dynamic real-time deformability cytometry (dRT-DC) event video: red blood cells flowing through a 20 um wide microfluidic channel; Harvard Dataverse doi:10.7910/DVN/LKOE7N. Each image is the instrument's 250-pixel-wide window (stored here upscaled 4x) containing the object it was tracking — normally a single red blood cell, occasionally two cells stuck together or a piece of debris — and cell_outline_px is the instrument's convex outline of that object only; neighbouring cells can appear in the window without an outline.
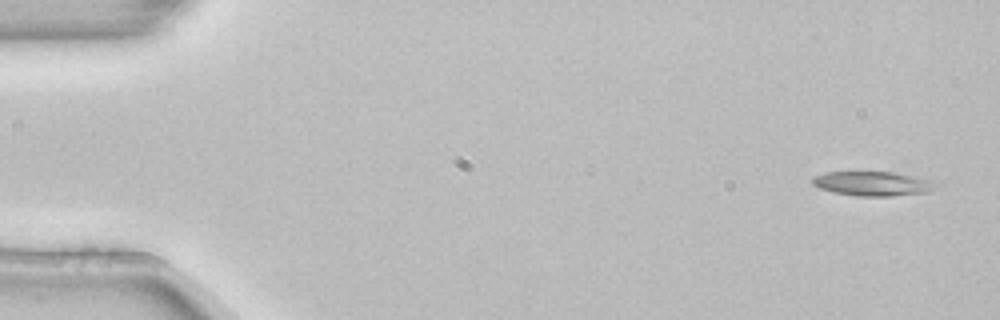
{"species": "common noctule bat (a hibernating species)", "species_latin": "Nyctalus noctula", "temperature_condition": "room temperature", "stored_images_in_passage": 4, "camera_frame_rate_fps": 3000, "um_per_image_px": 0.085, "animal": {"sex": "female", "body_mass_g": 22.7, "forearm_length_mm": 54.2}, "frame": {"image": 1, "passage_image": 1, "time_ms": 0.0, "image_size_px": [1000, 320], "cell_outline_px": [[940, 184], [928, 192], [892, 196], [856, 196], [832, 192], [820, 188], [812, 184], [812, 176], [824, 172], [892, 172], [932, 180]], "centroid_in_image_um": [74.16, 15.61], "position_along_channel_um": 10.8, "area_um2": 17.63}}
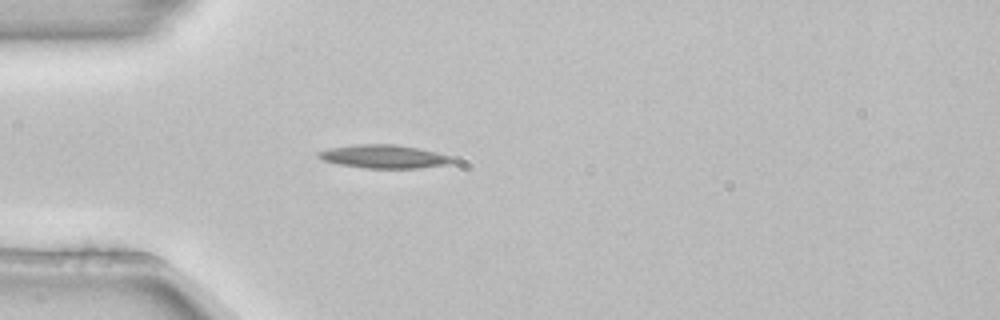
{"frame": {"image": 2, "passage_image": 4, "time_ms": 1.0, "image_size_px": [1000, 320], "cell_outline_px": [[456, 160], [448, 164], [416, 168], [364, 168], [336, 164], [324, 160], [316, 156], [316, 152], [328, 148], [356, 144], [396, 144], [436, 152], [452, 156]], "centroid_in_image_um": [32.59, 13.3], "position_along_channel_um": 52.4, "area_um2": 18.32}}